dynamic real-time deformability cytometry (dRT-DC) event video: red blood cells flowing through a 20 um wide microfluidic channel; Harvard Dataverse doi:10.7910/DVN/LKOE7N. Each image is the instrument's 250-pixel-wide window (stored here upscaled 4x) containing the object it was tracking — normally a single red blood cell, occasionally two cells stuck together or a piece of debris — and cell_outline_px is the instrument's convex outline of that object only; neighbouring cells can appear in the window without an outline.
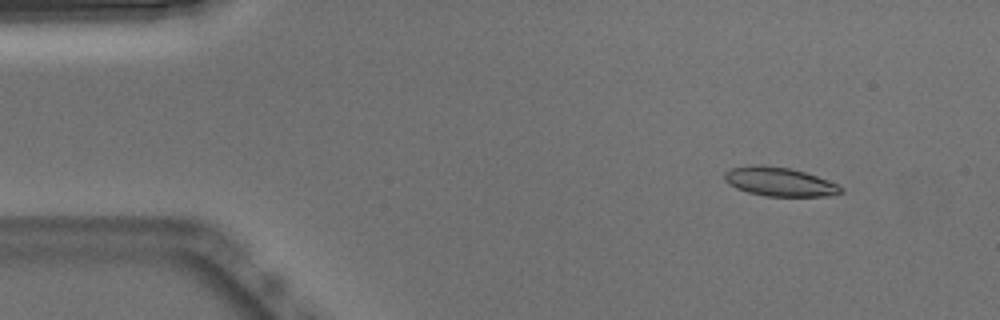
{"species": "Egyptian fruit bat (a non-hibernating species)", "species_latin": "Rousettus aegyptiacus", "temperature_condition": "warm", "stored_images_in_passage": 51, "camera_frame_rate_fps": 3000, "um_per_image_px": 0.085, "animal": {"sex": "male"}, "frame": {"image": 1, "passage_image": 5, "time_ms": 1.333, "image_size_px": [1000, 320], "cell_outline_px": [[844, 192], [828, 196], [764, 196], [748, 192], [736, 188], [728, 184], [724, 180], [724, 172], [732, 168], [752, 164], [760, 164], [788, 168], [804, 172], [828, 180], [844, 188]], "centroid_in_image_um": [66.23, 15.45], "position_along_channel_um": 18.8, "area_um2": 19.65}}
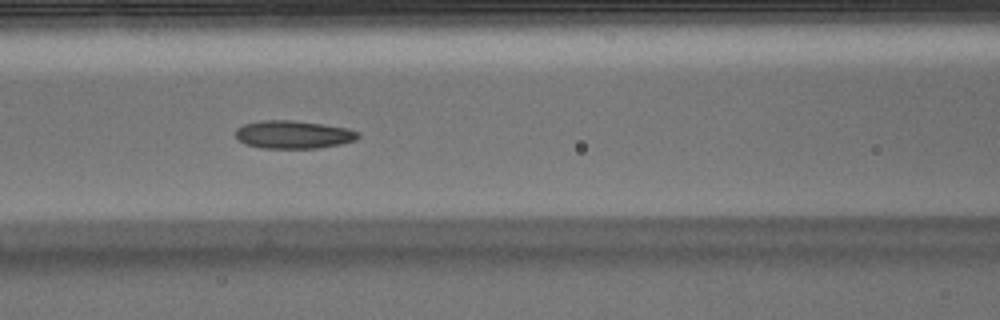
{"frame": {"image": 2, "passage_image": 21, "time_ms": 6.667, "image_size_px": [1000, 320], "cell_outline_px": [[360, 136], [356, 140], [340, 144], [320, 148], [260, 148], [244, 144], [236, 136], [236, 128], [244, 124], [260, 120], [292, 120], [324, 124], [348, 128], [360, 132]], "centroid_in_image_um": [24.95, 11.43], "position_along_channel_um": 141.6, "area_um2": 20.17}}
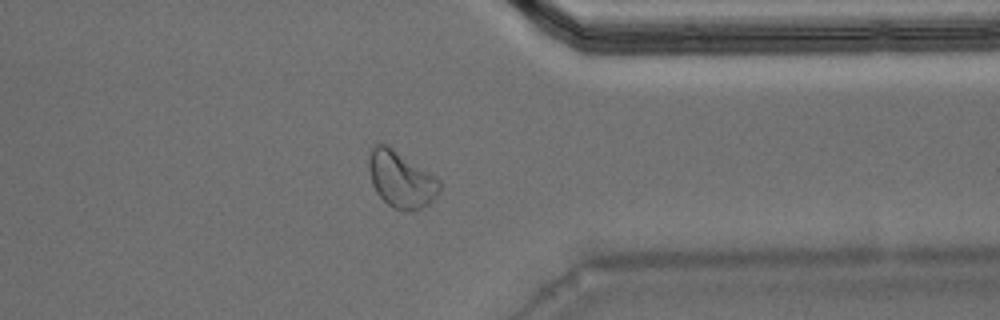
{"frame": {"image": 3, "passage_image": 40, "time_ms": 13.0, "image_size_px": [1000, 320], "cell_outline_px": [[440, 192], [428, 204], [420, 208], [392, 208], [376, 192], [372, 184], [368, 168], [368, 160], [372, 148], [376, 144], [388, 144], [436, 176], [440, 180]], "centroid_in_image_um": [34.08, 15.2], "position_along_channel_um": 377.3, "area_um2": 23.0}, "authors_computed_cell_mechanics": {"area_um2": 19.7676, "velocity_mm_per_s": 3.8465, "shape_relaxation_time_tau1_ms": null, "shape_relaxation_time_tau2_ms": 3.795, "deformation_change_tau1": null, "deformation_change_tau2": 0.0989}}